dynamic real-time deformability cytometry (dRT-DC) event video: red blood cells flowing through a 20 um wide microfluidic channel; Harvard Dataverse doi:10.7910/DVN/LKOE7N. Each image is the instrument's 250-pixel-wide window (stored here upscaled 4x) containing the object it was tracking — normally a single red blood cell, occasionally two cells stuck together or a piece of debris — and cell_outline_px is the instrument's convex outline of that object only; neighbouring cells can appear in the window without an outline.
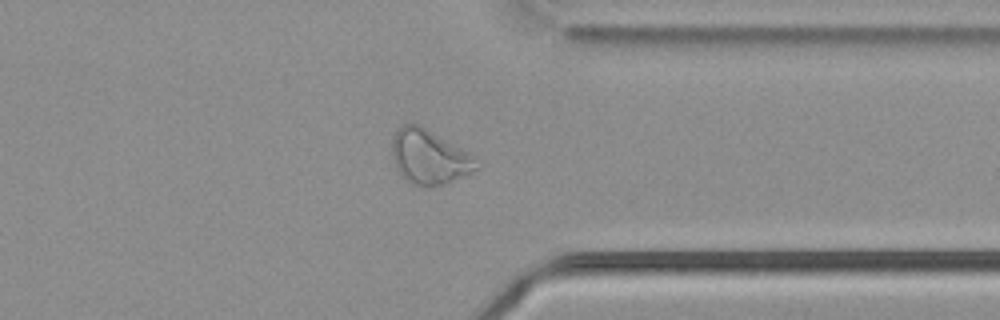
{"species": "common noctule bat (a hibernating species)", "species_latin": "Nyctalus noctula", "temperature_condition": "cold", "stored_images_in_passage": 55, "camera_frame_rate_fps": 3000, "um_per_image_px": 0.085, "animal": {"sex": "male", "body_mass_g": 21.5, "forearm_length_mm": 52.0}, "frame": {"image": 1, "passage_image": 43, "time_ms": 14.0, "image_size_px": [1000, 320], "cell_outline_px": [[480, 168], [448, 184], [432, 188], [412, 184], [396, 168], [392, 156], [392, 136], [404, 124], [420, 124], [468, 152], [472, 156]], "centroid_in_image_um": [36.49, 13.36], "position_along_channel_um": 374.9, "area_um2": 26.82}}
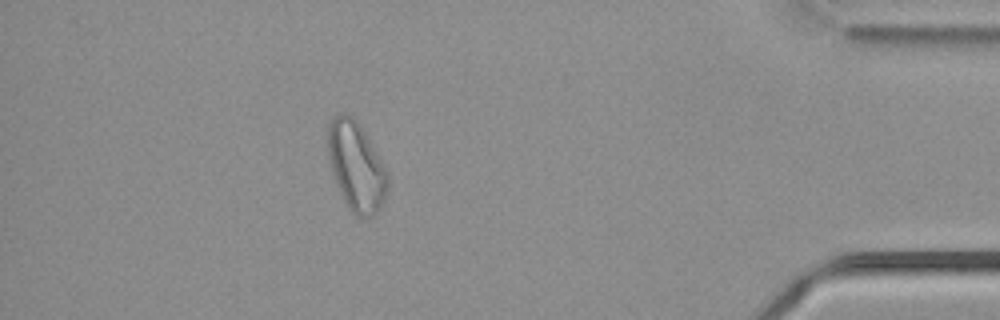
{"frame": {"image": 2, "passage_image": 49, "time_ms": 16.0, "image_size_px": [1000, 320], "cell_outline_px": [[388, 192], [380, 208], [372, 216], [364, 220], [356, 216], [352, 212], [344, 200], [336, 184], [328, 160], [328, 124], [340, 112], [344, 112], [352, 116], [356, 120], [364, 132], [388, 172]], "centroid_in_image_um": [30.28, 14.18], "position_along_channel_um": 404.9, "area_um2": 31.04}, "authors_computed_cell_mechanics": {"area_um2": 29.9982, "velocity_mm_per_s": 3.7524, "shape_relaxation_time_tau1_ms": null, "shape_relaxation_time_tau2_ms": 1.6773, "deformation_change_tau1": null, "deformation_change_tau2": 0.1011}}